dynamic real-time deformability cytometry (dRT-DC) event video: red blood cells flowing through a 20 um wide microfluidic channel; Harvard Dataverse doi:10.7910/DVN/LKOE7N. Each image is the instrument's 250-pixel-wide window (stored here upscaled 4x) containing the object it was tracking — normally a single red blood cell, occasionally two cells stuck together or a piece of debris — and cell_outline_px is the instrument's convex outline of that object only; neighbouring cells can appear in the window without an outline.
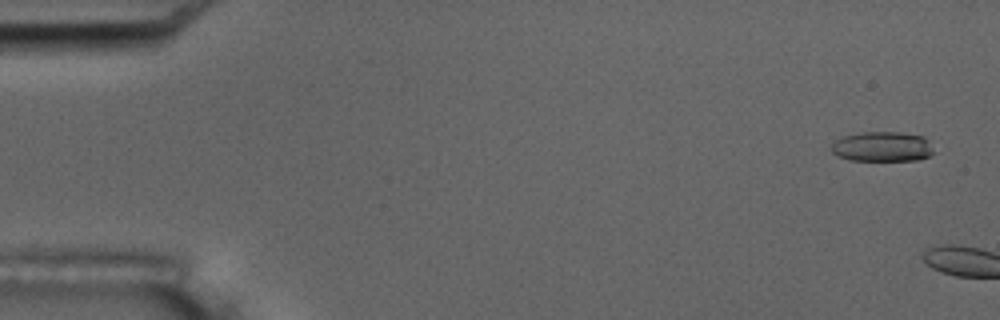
{"species": "common noctule bat (a hibernating species)", "species_latin": "Nyctalus noctula", "temperature_condition": "room temperature", "stored_images_in_passage": 5, "camera_frame_rate_fps": 3000, "um_per_image_px": 0.085, "animal": {"sex": "male", "body_mass_g": 17.5, "forearm_length_mm": 52.3}, "frame": {"image": 1, "passage_image": 3, "time_ms": 0.667, "image_size_px": [1000, 320], "cell_outline_px": [[936, 152], [928, 156], [916, 160], [848, 160], [832, 152], [832, 144], [836, 140], [844, 136], [860, 132], [900, 132], [924, 136], [928, 140]], "centroid_in_image_um": [75.04, 12.46], "position_along_channel_um": 10.0, "area_um2": 17.86}}